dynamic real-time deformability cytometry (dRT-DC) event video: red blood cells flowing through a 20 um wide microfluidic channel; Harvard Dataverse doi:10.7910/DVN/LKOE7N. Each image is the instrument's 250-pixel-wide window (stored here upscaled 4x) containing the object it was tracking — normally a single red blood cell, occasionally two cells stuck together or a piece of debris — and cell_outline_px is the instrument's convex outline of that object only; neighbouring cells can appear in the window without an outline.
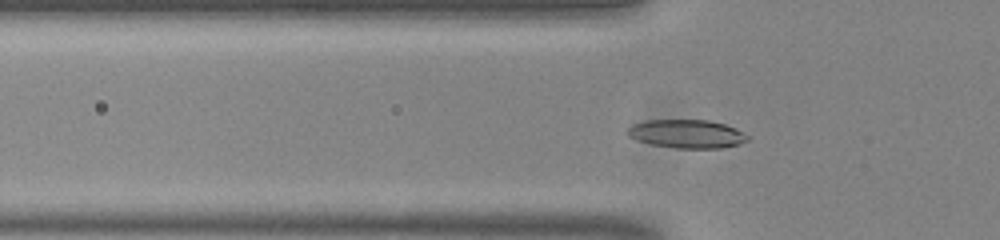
{"species": "common noctule bat (a hibernating species)", "species_latin": "Nyctalus noctula", "temperature_condition": "room temperature", "stored_images_in_passage": 51, "camera_frame_rate_fps": 3000, "um_per_image_px": 0.085, "animal": {"sex": "male", "body_mass_g": 20.0, "forearm_length_mm": 53.3}, "frame": {"image": 1, "passage_image": 14, "time_ms": 4.333, "image_size_px": [1000, 240], "cell_outline_px": [[748, 140], [740, 144], [720, 148], [676, 148], [652, 144], [636, 140], [628, 136], [628, 128], [632, 124], [648, 120], [708, 120], [724, 124], [736, 128], [748, 136]], "centroid_in_image_um": [58.38, 11.38], "position_along_channel_um": 67.4, "area_um2": 19.83}}
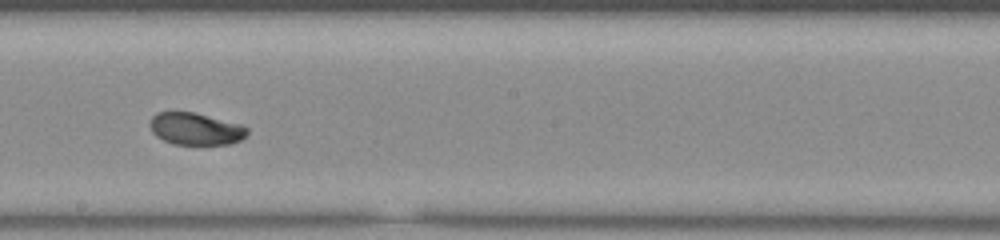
{"frame": {"image": 2, "passage_image": 27, "time_ms": 8.667, "image_size_px": [1000, 240], "cell_outline_px": [[248, 132], [240, 140], [232, 144], [172, 144], [156, 136], [152, 132], [148, 124], [152, 116], [156, 112], [196, 112], [244, 124], [248, 128]], "centroid_in_image_um": [16.64, 10.94], "position_along_channel_um": 231.6, "area_um2": 18.55}}
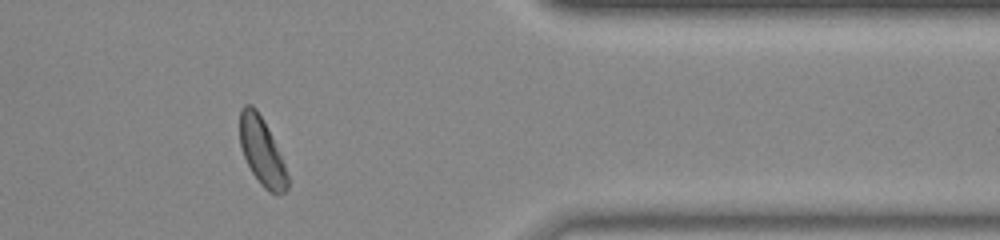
{"frame": {"image": 3, "passage_image": 41, "time_ms": 13.333, "image_size_px": [1000, 240], "cell_outline_px": [[288, 188], [284, 192], [276, 196], [268, 192], [260, 184], [252, 172], [244, 156], [240, 144], [240, 108], [244, 104], [252, 104], [256, 108], [268, 128], [284, 164], [288, 176]], "centroid_in_image_um": [22.25, 12.89], "position_along_channel_um": 389.1, "area_um2": 18.73}, "authors_computed_cell_mechanics": {"area_um2": 18.7272, "velocity_mm_per_s": 3.7985, "shape_relaxation_time_tau1_ms": 3.7588, "shape_relaxation_time_tau2_ms": 4.06, "deformation_change_tau1": 0.1275, "deformation_change_tau2": 0.0608}}